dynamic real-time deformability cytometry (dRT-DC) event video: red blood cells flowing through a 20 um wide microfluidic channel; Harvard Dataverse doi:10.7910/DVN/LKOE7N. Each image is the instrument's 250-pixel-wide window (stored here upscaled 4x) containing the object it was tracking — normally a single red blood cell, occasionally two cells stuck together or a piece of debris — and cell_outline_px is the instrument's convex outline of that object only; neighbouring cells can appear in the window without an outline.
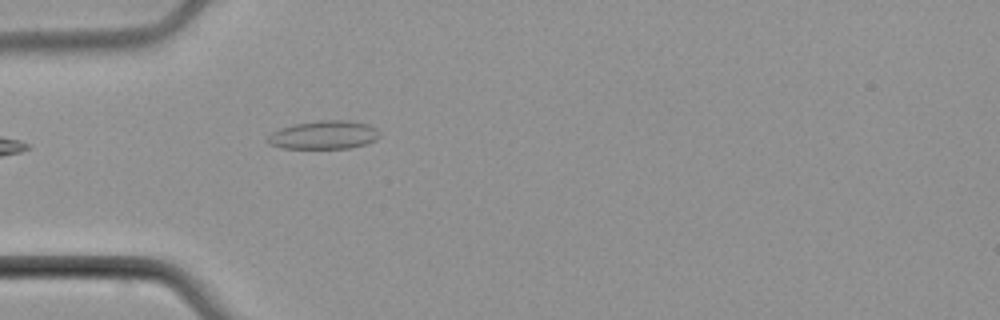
{"species": "common noctule bat (a hibernating species)", "species_latin": "Nyctalus noctula", "temperature_condition": "cold", "stored_images_in_passage": 3, "camera_frame_rate_fps": 3000, "um_per_image_px": 0.085, "animal": {"sex": "male", "body_mass_g": 21.5, "forearm_length_mm": 52.0}, "frame": {"image": 1, "passage_image": 3, "time_ms": 2.333, "image_size_px": [1000, 320], "cell_outline_px": [[380, 136], [376, 140], [368, 144], [348, 148], [284, 148], [268, 144], [264, 140], [272, 132], [280, 128], [296, 124], [316, 120], [348, 120], [368, 124], [376, 128], [380, 132]], "centroid_in_image_um": [27.54, 11.47], "position_along_channel_um": 57.5, "area_um2": 18.73}}